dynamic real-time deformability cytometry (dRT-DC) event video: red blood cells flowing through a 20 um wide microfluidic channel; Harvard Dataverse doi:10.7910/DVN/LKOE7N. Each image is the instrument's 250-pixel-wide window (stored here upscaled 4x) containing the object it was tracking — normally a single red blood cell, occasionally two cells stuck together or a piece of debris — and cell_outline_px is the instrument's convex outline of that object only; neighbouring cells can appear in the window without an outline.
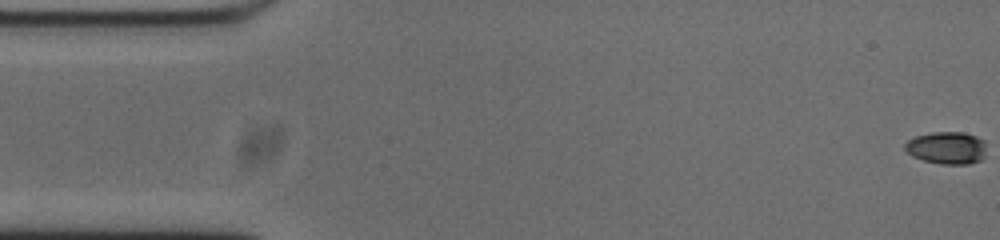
{"species": "common noctule bat (a hibernating species)", "species_latin": "Nyctalus noctula", "temperature_condition": "cold", "stored_images_in_passage": 54, "camera_frame_rate_fps": 3000, "um_per_image_px": 0.085, "animal": {"sex": "male", "body_mass_g": 20.0, "forearm_length_mm": 53.3}, "frame": {"image": 1, "passage_image": 1, "time_ms": 0.0, "image_size_px": [1000, 240], "cell_outline_px": [[984, 156], [980, 160], [968, 164], [940, 164], [924, 160], [912, 156], [904, 148], [904, 144], [908, 140], [916, 136], [932, 132], [964, 132], [976, 136], [984, 140]], "centroid_in_image_um": [80.46, 12.56], "position_along_channel_um": 4.5, "area_um2": 15.32}}
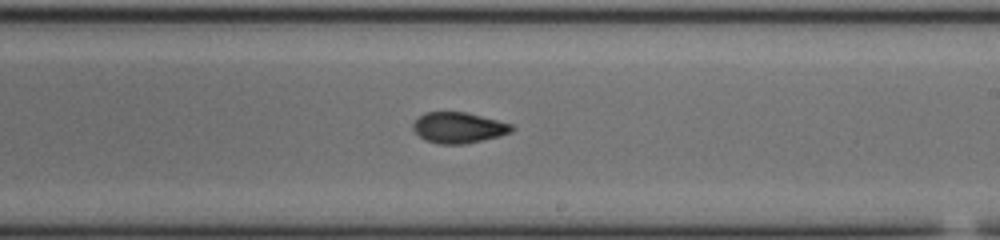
{"frame": {"image": 2, "passage_image": 31, "time_ms": 10.0, "image_size_px": [1000, 240], "cell_outline_px": [[516, 128], [512, 132], [500, 136], [464, 144], [440, 144], [424, 140], [412, 128], [412, 124], [424, 112], [468, 112], [512, 124]], "centroid_in_image_um": [39.0, 10.85], "position_along_channel_um": 250.0, "area_um2": 17.8}}
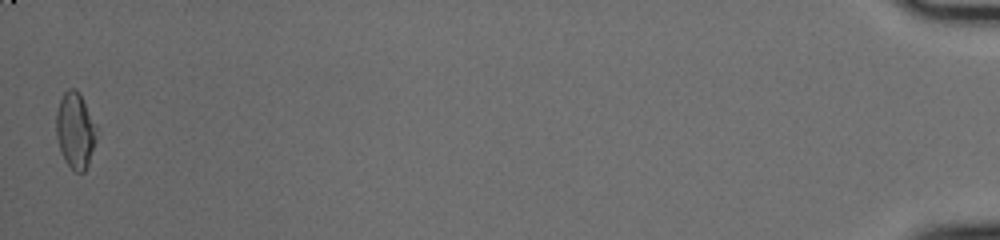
{"frame": {"image": 3, "passage_image": 54, "time_ms": 17.667, "image_size_px": [1000, 240], "cell_outline_px": [[96, 140], [88, 164], [84, 172], [76, 172], [64, 160], [56, 136], [56, 112], [60, 100], [64, 92], [68, 88], [76, 88], [80, 92], [96, 124]], "centroid_in_image_um": [6.4, 11.05], "position_along_channel_um": 428.8, "area_um2": 17.92}, "authors_computed_cell_mechanics": {"area_um2": 17.8024, "velocity_mm_per_s": 3.7497, "shape_relaxation_time_tau1_ms": null, "shape_relaxation_time_tau2_ms": 2.1429, "deformation_change_tau1": null, "deformation_change_tau2": 0.0707}}